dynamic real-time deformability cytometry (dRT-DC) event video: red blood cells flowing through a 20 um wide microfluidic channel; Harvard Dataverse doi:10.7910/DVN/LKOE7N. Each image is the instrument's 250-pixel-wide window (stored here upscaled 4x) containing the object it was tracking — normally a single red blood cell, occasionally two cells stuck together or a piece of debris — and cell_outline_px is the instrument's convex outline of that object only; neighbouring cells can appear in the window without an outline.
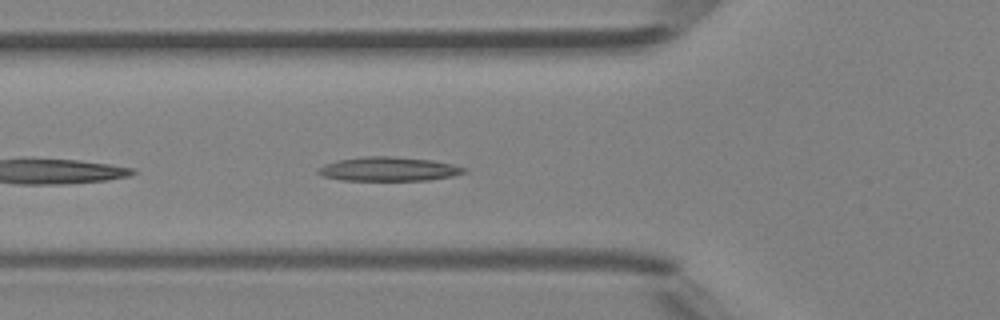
{"species": "Egyptian fruit bat (a non-hibernating species)", "species_latin": "Rousettus aegyptiacus", "temperature_condition": "room temperature", "stored_images_in_passage": 7, "camera_frame_rate_fps": 3000, "um_per_image_px": 0.085, "animal": {"sex": "female"}, "frame": {"image": 1, "passage_image": 4, "time_ms": 1.0, "image_size_px": [1000, 320], "cell_outline_px": [[468, 172], [452, 176], [428, 180], [340, 180], [324, 176], [316, 172], [316, 168], [324, 164], [336, 160], [364, 156], [392, 156], [432, 160], [452, 164], [468, 168]], "centroid_in_image_um": [33.02, 14.36], "position_along_channel_um": 92.8, "area_um2": 20.63}}